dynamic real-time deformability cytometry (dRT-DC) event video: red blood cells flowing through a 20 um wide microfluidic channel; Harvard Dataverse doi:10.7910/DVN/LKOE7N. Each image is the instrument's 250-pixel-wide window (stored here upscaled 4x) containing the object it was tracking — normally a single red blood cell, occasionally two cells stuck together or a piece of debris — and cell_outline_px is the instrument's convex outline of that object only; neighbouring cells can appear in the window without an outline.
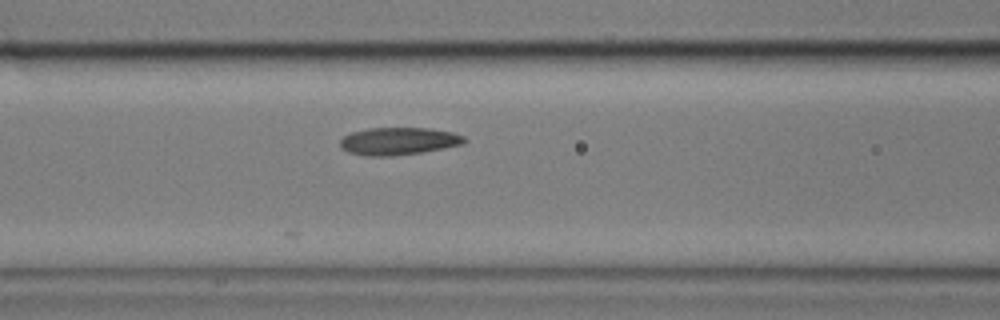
{"species": "common noctule bat (a hibernating species)", "species_latin": "Nyctalus noctula", "temperature_condition": "cold", "stored_images_in_passage": 19, "camera_frame_rate_fps": 3000, "um_per_image_px": 0.085, "animal": {"sex": "male", "body_mass_g": 17.9}, "frame": {"image": 1, "passage_image": 19, "time_ms": 6.0, "image_size_px": [1000, 320], "cell_outline_px": [[468, 140], [464, 144], [420, 152], [392, 156], [368, 156], [348, 152], [340, 148], [340, 140], [344, 136], [352, 132], [368, 128], [428, 128], [452, 132], [464, 136]], "centroid_in_image_um": [33.87, 11.99], "position_along_channel_um": 132.7, "area_um2": 19.88}}